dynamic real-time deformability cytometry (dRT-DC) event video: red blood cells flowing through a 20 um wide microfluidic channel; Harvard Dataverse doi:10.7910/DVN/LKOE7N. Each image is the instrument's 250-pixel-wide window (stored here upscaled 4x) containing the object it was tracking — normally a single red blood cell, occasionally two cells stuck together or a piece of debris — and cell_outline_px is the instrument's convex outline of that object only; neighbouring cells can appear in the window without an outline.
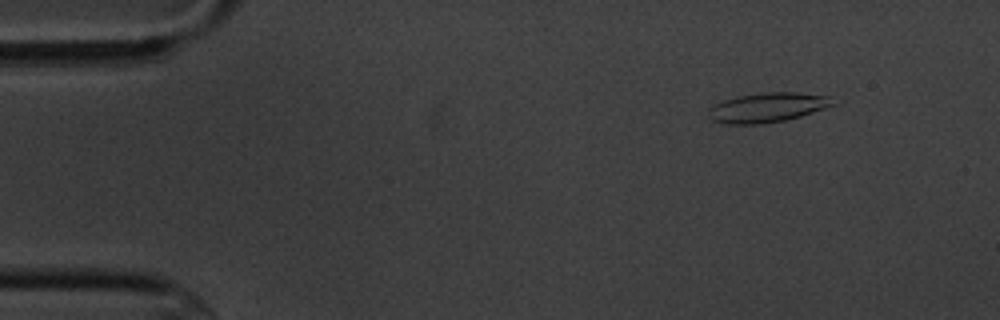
{"species": "common noctule bat (a hibernating species)", "species_latin": "Nyctalus noctula", "temperature_condition": "cold", "stored_images_in_passage": 3, "camera_frame_rate_fps": 3000, "um_per_image_px": 0.085, "animal": {"sex": "male", "body_mass_g": 20.1, "forearm_length_mm": 53.5}, "frame": {"image": 1, "passage_image": 1, "time_ms": 0.0, "image_size_px": [1000, 320], "cell_outline_px": [[836, 104], [800, 116], [784, 120], [764, 124], [724, 124], [712, 120], [708, 116], [708, 108], [724, 100], [736, 96], [764, 92], [796, 92], [828, 96], [836, 100]], "centroid_in_image_um": [65.22, 9.13], "position_along_channel_um": 19.8, "area_um2": 21.5}}